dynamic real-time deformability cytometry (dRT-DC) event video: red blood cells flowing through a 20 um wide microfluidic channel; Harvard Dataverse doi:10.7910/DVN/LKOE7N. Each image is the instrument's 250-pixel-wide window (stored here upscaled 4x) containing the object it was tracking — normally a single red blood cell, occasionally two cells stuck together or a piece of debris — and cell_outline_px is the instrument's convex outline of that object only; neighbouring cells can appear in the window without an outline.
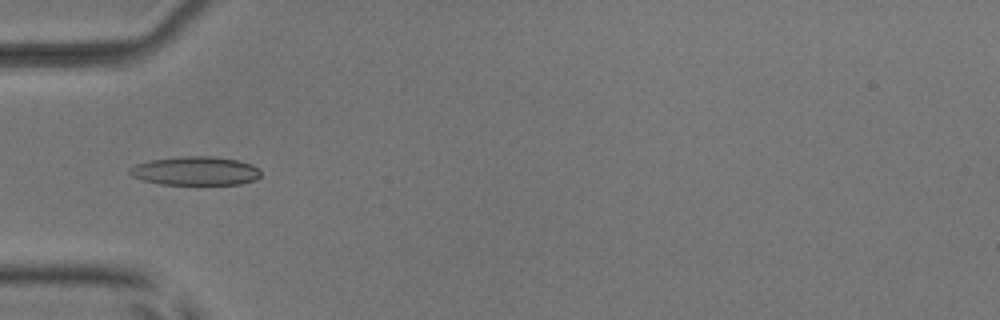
{"species": "common noctule bat (a hibernating species)", "species_latin": "Nyctalus noctula", "temperature_condition": "room temperature", "stored_images_in_passage": 5, "camera_frame_rate_fps": 3000, "um_per_image_px": 0.085, "animal": {"sex": "male", "body_mass_g": 17.9, "forearm_length_mm": 54.2}, "frame": {"image": 1, "passage_image": 5, "time_ms": 4.667, "image_size_px": [1000, 320], "cell_outline_px": [[260, 176], [256, 180], [240, 184], [160, 184], [144, 180], [132, 176], [128, 172], [128, 168], [136, 164], [148, 160], [184, 156], [212, 156], [236, 160], [252, 164], [260, 168]], "centroid_in_image_um": [16.61, 14.52], "position_along_channel_um": 68.4, "area_um2": 22.02}}